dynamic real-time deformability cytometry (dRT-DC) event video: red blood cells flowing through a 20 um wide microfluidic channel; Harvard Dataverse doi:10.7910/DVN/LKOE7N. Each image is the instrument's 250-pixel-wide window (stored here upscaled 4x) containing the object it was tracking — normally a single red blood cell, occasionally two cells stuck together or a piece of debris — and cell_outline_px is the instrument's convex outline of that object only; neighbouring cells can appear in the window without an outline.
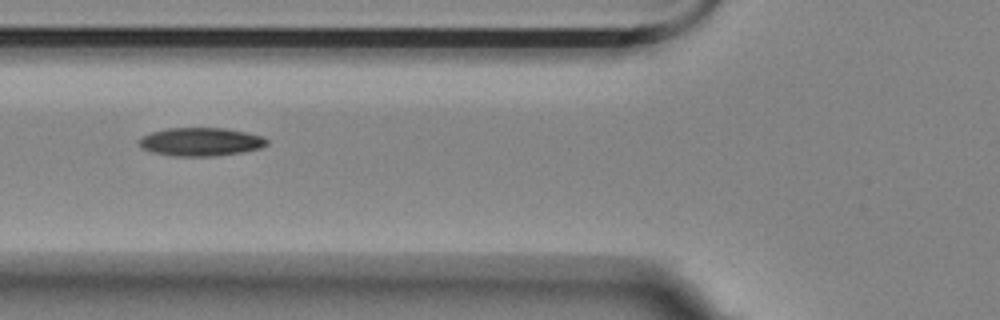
{"species": "Egyptian fruit bat (a non-hibernating species)", "species_latin": "Rousettus aegyptiacus", "temperature_condition": "room temperature", "stored_images_in_passage": 10, "camera_frame_rate_fps": 3000, "um_per_image_px": 0.085, "animal": {"sex": "female"}, "frame": {"image": 1, "passage_image": 6, "time_ms": 1.667, "image_size_px": [1000, 320], "cell_outline_px": [[268, 144], [260, 148], [244, 152], [216, 156], [172, 156], [152, 152], [140, 148], [140, 140], [144, 136], [152, 132], [168, 128], [224, 128], [244, 132], [260, 136], [268, 140]], "centroid_in_image_um": [17.07, 12.06], "position_along_channel_um": 108.7, "area_um2": 20.98}}
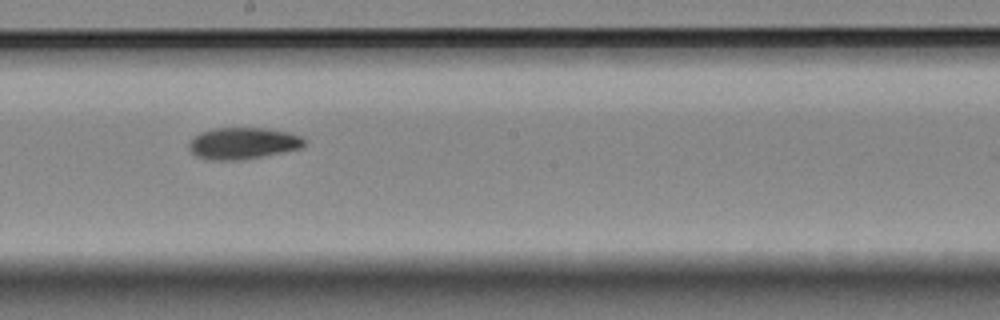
{"frame": {"image": 2, "passage_image": 9, "time_ms": 2.667, "image_size_px": [1000, 320], "cell_outline_px": [[308, 144], [304, 148], [284, 152], [240, 160], [208, 160], [196, 156], [188, 148], [188, 144], [200, 132], [212, 128], [268, 128], [288, 132], [300, 136], [308, 140]], "centroid_in_image_um": [20.71, 12.18], "position_along_channel_um": 227.5, "area_um2": 21.56}}
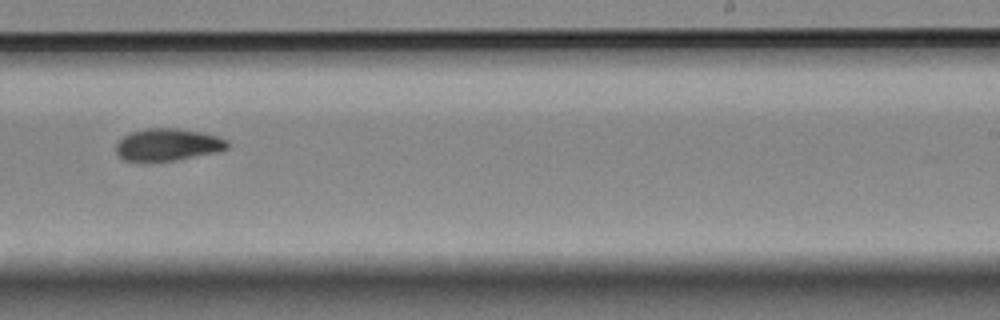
{"frame": {"image": 3, "passage_image": 10, "time_ms": 3.0, "image_size_px": [1000, 320], "cell_outline_px": [[228, 148], [212, 152], [176, 160], [124, 160], [116, 152], [116, 144], [124, 136], [132, 132], [148, 128], [176, 128], [200, 132], [216, 136], [228, 140]], "centroid_in_image_um": [14.25, 12.28], "position_along_channel_um": 274.8, "area_um2": 20.29}}